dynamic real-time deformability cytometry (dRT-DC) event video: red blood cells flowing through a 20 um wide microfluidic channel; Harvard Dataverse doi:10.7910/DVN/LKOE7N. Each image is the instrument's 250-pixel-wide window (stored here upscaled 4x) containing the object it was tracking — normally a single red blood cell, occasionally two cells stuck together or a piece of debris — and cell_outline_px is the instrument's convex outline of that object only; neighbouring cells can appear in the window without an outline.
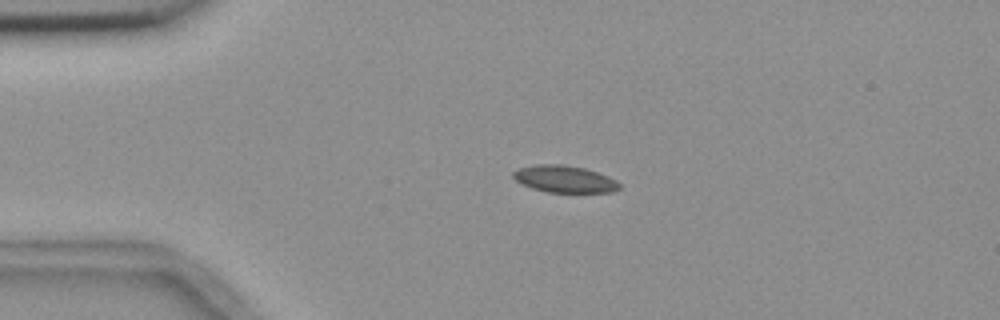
{"species": "common noctule bat (a hibernating species)", "species_latin": "Nyctalus noctula", "temperature_condition": "room temperature", "stored_images_in_passage": 4, "camera_frame_rate_fps": 3000, "um_per_image_px": 0.085, "animal": {"sex": "female", "body_mass_g": 18.4}, "frame": {"image": 1, "passage_image": 3, "time_ms": 2.333, "image_size_px": [1000, 320], "cell_outline_px": [[620, 188], [612, 192], [548, 192], [532, 188], [520, 184], [512, 176], [512, 172], [520, 168], [536, 164], [560, 164], [584, 168], [608, 176], [616, 180], [620, 184]], "centroid_in_image_um": [47.96, 15.22], "position_along_channel_um": 37.0, "area_um2": 16.65}}